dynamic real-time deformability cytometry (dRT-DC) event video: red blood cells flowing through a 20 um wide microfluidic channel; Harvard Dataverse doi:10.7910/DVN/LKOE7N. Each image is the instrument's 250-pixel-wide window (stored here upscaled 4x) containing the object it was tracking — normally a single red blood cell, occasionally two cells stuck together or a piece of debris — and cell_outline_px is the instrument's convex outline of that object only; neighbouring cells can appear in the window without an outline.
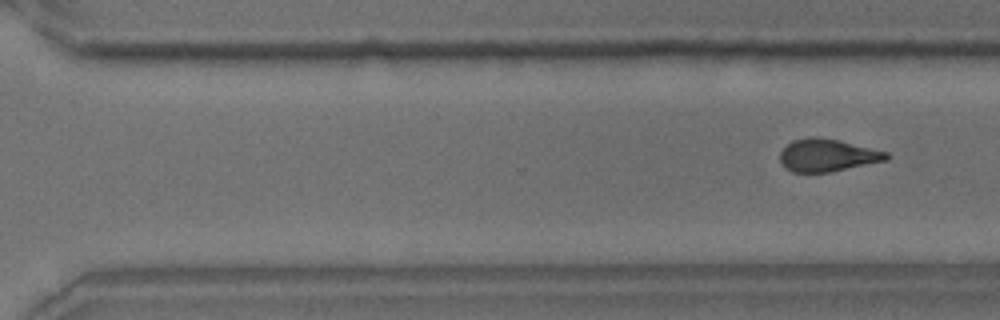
{"species": "common noctule bat (a hibernating species)", "species_latin": "Nyctalus noctula", "temperature_condition": "room temperature", "stored_images_in_passage": 11, "segment_of_instrument_passage": [2, 2], "camera_frame_rate_fps": 3000, "um_per_image_px": 0.085, "animal": {"sex": "male", "body_mass_g": 18.8}, "frame": {"image": 1, "passage_image": 11, "time_ms": 12.0, "image_size_px": [1000, 320], "cell_outline_px": [[888, 160], [828, 172], [792, 172], [784, 168], [780, 160], [780, 152], [792, 140], [812, 136], [816, 136], [836, 140], [888, 152]], "centroid_in_image_um": [70.29, 13.2], "position_along_channel_um": 300.3, "area_um2": 19.94}}